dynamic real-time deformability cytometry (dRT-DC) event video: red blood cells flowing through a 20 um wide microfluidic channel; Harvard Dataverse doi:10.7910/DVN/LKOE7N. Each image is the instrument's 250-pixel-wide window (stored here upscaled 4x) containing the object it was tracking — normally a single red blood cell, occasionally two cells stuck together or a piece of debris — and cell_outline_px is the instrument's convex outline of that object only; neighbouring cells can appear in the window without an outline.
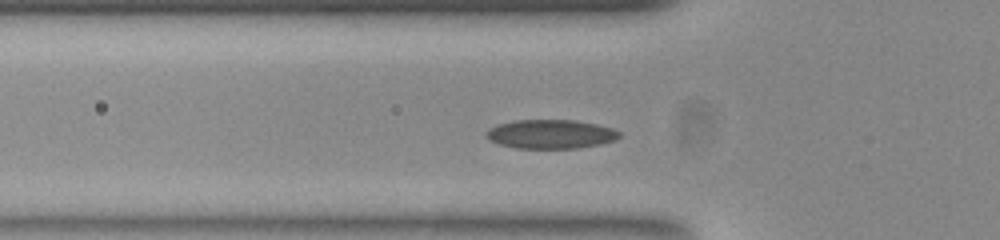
{"species": "common noctule bat (a hibernating species)", "species_latin": "Nyctalus noctula", "temperature_condition": "room temperature", "stored_images_in_passage": 32, "camera_frame_rate_fps": 3000, "um_per_image_px": 0.085, "animal": {"sex": "female", "body_mass_g": 23.0, "forearm_length_mm": 53.4}, "frame": {"image": 1, "passage_image": 2, "time_ms": 0.333, "image_size_px": [1000, 240], "cell_outline_px": [[620, 136], [616, 140], [600, 144], [576, 148], [516, 148], [500, 144], [484, 136], [484, 132], [500, 124], [516, 120], [576, 120], [596, 124], [612, 128], [620, 132]], "centroid_in_image_um": [46.84, 11.4], "position_along_channel_um": 79.0, "area_um2": 22.31}}
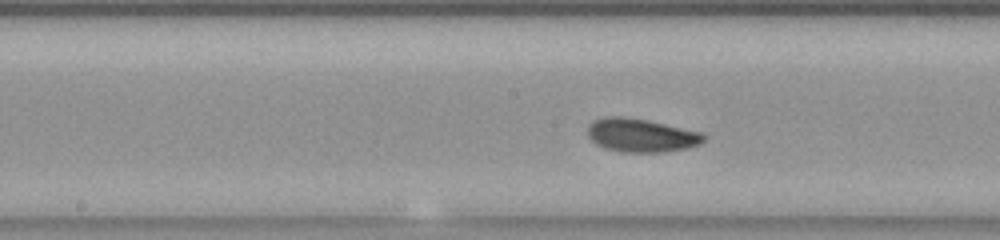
{"frame": {"image": 2, "passage_image": 11, "time_ms": 3.333, "image_size_px": [1000, 240], "cell_outline_px": [[708, 136], [700, 144], [688, 148], [664, 152], [620, 152], [604, 148], [596, 144], [588, 136], [588, 124], [592, 120], [604, 116], [620, 116], [648, 120], [700, 132]], "centroid_in_image_um": [54.48, 11.5], "position_along_channel_um": 193.7, "area_um2": 22.83}}
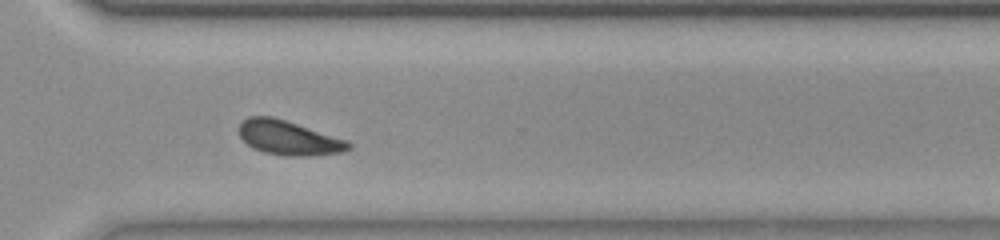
{"frame": {"image": 3, "passage_image": 23, "time_ms": 7.333, "image_size_px": [1000, 240], "cell_outline_px": [[352, 148], [344, 152], [312, 156], [284, 156], [264, 152], [252, 148], [240, 136], [240, 124], [248, 116], [272, 116], [348, 140], [352, 144]], "centroid_in_image_um": [24.58, 11.73], "position_along_channel_um": 346.0, "area_um2": 21.96}, "authors_computed_cell_mechanics": {"area_um2": 21.5883, "velocity_mm_per_s": 3.8095, "shape_relaxation_time_tau1_ms": 3.9143, "shape_relaxation_time_tau2_ms": 8.167, "deformation_change_tau1": 0.1188, "deformation_change_tau2": 0.1558}}